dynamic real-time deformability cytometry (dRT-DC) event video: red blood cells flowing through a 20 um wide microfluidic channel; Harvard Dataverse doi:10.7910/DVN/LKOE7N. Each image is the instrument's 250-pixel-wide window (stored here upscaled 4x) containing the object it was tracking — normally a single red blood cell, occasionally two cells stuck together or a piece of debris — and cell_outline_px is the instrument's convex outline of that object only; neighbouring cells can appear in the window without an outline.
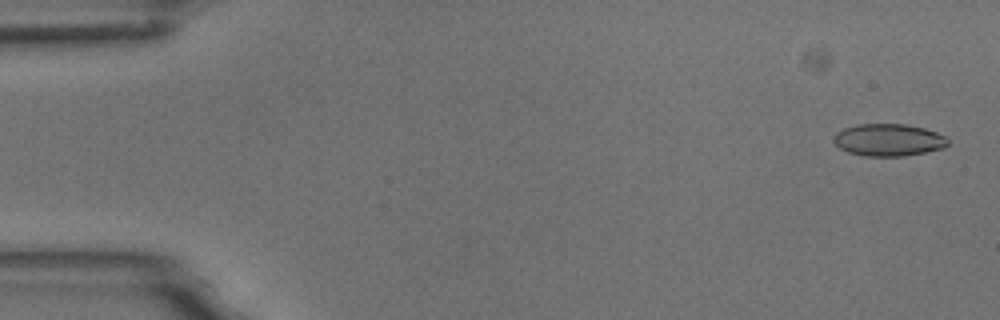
{"species": "common noctule bat (a hibernating species)", "species_latin": "Nyctalus noctula", "temperature_condition": "room temperature", "stored_images_in_passage": 53, "camera_frame_rate_fps": 3000, "um_per_image_px": 0.085, "animal": {"sex": "male", "body_mass_g": 18.8}, "frame": {"image": 1, "passage_image": 1, "time_ms": 0.0, "image_size_px": [1000, 320], "cell_outline_px": [[948, 144], [944, 148], [904, 156], [864, 156], [848, 152], [840, 148], [832, 140], [836, 132], [844, 128], [856, 124], [904, 124], [924, 128], [948, 136]], "centroid_in_image_um": [75.53, 11.89], "position_along_channel_um": 9.5, "area_um2": 21.56}}
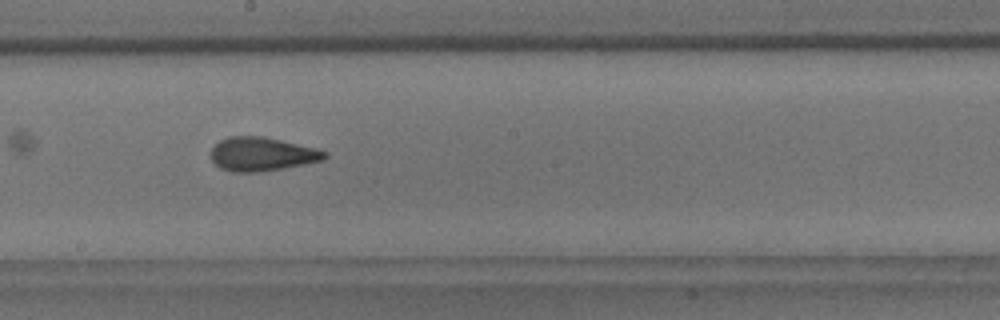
{"frame": {"image": 2, "passage_image": 29, "time_ms": 9.333, "image_size_px": [1000, 320], "cell_outline_px": [[328, 156], [324, 160], [304, 164], [256, 172], [232, 172], [220, 168], [212, 160], [212, 148], [220, 140], [228, 136], [264, 136], [316, 148], [328, 152]], "centroid_in_image_um": [22.28, 13.09], "position_along_channel_um": 225.9, "area_um2": 22.25}}
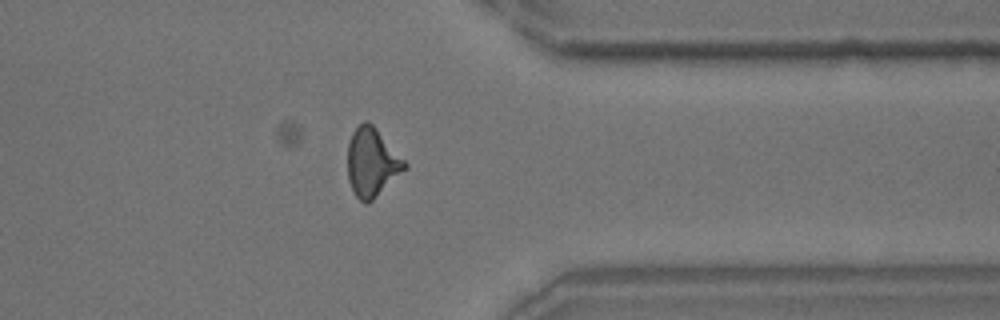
{"frame": {"image": 3, "passage_image": 42, "time_ms": 13.667, "image_size_px": [1000, 320], "cell_outline_px": [[408, 168], [368, 204], [364, 204], [356, 196], [348, 180], [348, 144], [352, 132], [364, 120], [368, 120], [376, 128], [408, 164]], "centroid_in_image_um": [31.62, 13.81], "position_along_channel_um": 379.8, "area_um2": 22.77}, "authors_computed_cell_mechanics": {"area_um2": 21.8484, "velocity_mm_per_s": 3.7291, "shape_relaxation_time_tau1_ms": null, "shape_relaxation_time_tau2_ms": 1.8624, "deformation_change_tau1": null, "deformation_change_tau2": 0.1008}}